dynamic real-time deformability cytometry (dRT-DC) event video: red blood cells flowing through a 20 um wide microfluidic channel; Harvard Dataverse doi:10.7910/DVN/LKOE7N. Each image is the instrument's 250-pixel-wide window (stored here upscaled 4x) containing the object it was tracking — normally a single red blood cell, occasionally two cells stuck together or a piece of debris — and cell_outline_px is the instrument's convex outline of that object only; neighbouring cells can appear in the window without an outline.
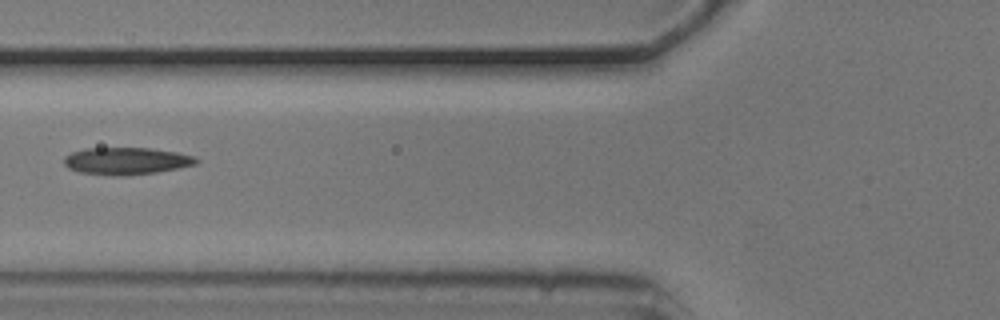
{"species": "common noctule bat (a hibernating species)", "species_latin": "Nyctalus noctula", "temperature_condition": "cold", "stored_images_in_passage": 5, "camera_frame_rate_fps": 3000, "um_per_image_px": 0.085, "animal": {"sex": "male", "body_mass_g": 20.5, "forearm_length_mm": 52.5}, "frame": {"image": 1, "passage_image": 5, "time_ms": 1.333, "image_size_px": [1000, 320], "cell_outline_px": [[200, 160], [196, 164], [156, 172], [124, 176], [116, 176], [80, 172], [68, 168], [64, 164], [64, 156], [72, 152], [84, 148], [148, 148], [176, 152], [196, 156]], "centroid_in_image_um": [10.73, 13.68], "position_along_channel_um": 115.1, "area_um2": 20.92}}